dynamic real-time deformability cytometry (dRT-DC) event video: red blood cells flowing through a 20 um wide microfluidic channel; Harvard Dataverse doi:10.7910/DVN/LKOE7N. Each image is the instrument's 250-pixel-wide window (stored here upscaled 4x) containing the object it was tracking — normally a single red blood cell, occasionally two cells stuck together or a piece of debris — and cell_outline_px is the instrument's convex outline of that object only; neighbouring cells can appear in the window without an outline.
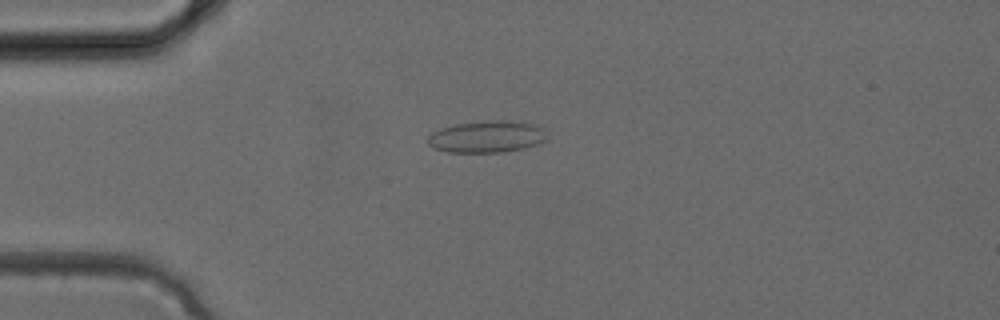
{"species": "common noctule bat (a hibernating species)", "species_latin": "Nyctalus noctula", "temperature_condition": "cold", "stored_images_in_passage": 27, "camera_frame_rate_fps": 3000, "um_per_image_px": 0.085, "animal": {"sex": "female", "body_mass_g": 24.6, "forearm_length_mm": 56.2}, "frame": {"image": 1, "passage_image": 2, "time_ms": 0.333, "image_size_px": [1000, 320], "cell_outline_px": [[548, 136], [544, 140], [536, 144], [524, 148], [504, 152], [448, 152], [436, 148], [428, 144], [428, 136], [432, 132], [440, 128], [456, 124], [496, 120], [508, 120], [540, 124], [544, 128]], "centroid_in_image_um": [41.43, 11.61], "position_along_channel_um": 43.6, "area_um2": 22.2}}
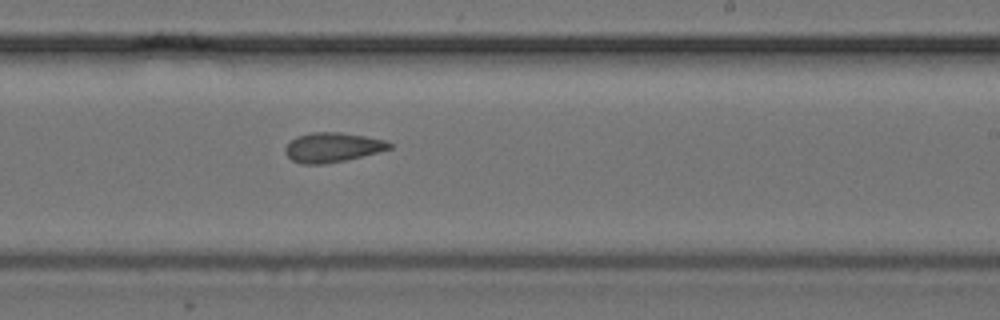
{"frame": {"image": 2, "passage_image": 14, "time_ms": 4.333, "image_size_px": [1000, 320], "cell_outline_px": [[392, 148], [344, 160], [324, 164], [300, 164], [292, 160], [284, 152], [284, 148], [296, 136], [312, 132], [340, 132], [388, 140], [392, 144]], "centroid_in_image_um": [28.24, 12.52], "position_along_channel_um": 260.8, "area_um2": 17.86}}
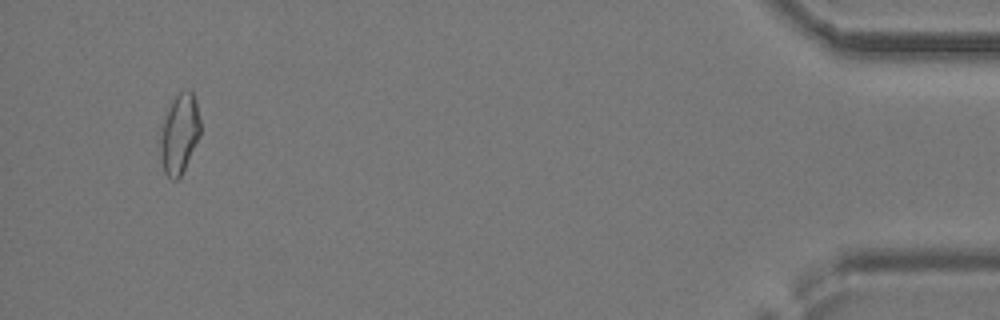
{"frame": {"image": 3, "passage_image": 26, "time_ms": 8.333, "image_size_px": [1000, 320], "cell_outline_px": [[200, 136], [180, 176], [176, 180], [172, 180], [164, 172], [160, 156], [160, 136], [164, 120], [172, 100], [180, 92], [192, 92], [196, 100], [200, 120]], "centroid_in_image_um": [15.25, 11.4], "position_along_channel_um": 419.9, "area_um2": 18.26}}